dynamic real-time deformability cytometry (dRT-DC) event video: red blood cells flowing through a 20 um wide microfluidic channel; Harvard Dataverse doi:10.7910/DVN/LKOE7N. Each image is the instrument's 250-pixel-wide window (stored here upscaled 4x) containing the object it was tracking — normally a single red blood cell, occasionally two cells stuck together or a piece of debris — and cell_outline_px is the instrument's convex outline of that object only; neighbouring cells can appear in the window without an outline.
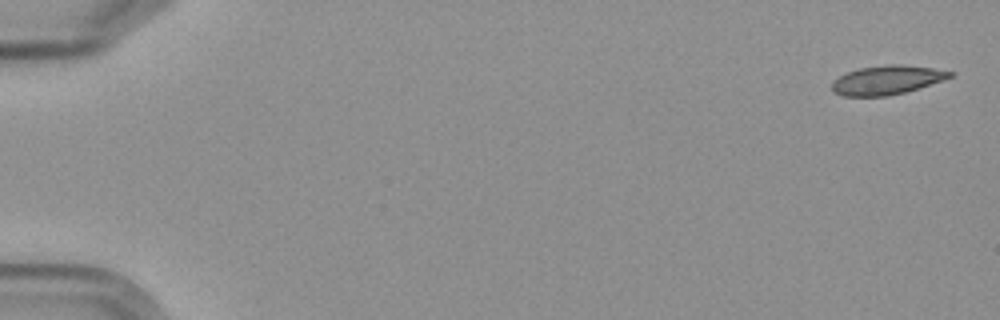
{"species": "Egyptian fruit bat (a non-hibernating species)", "species_latin": "Rousettus aegyptiacus", "temperature_condition": "cold", "stored_images_in_passage": 5, "camera_frame_rate_fps": 3000, "um_per_image_px": 0.085, "frame": {"image": 1, "passage_image": 1, "time_ms": 0.0, "image_size_px": [1000, 320], "cell_outline_px": [[956, 72], [952, 76], [944, 80], [920, 88], [888, 96], [844, 96], [832, 92], [832, 80], [848, 72], [860, 68], [888, 64], [904, 64], [932, 68]], "centroid_in_image_um": [75.4, 6.8], "position_along_channel_um": 9.6, "area_um2": 20.06}}
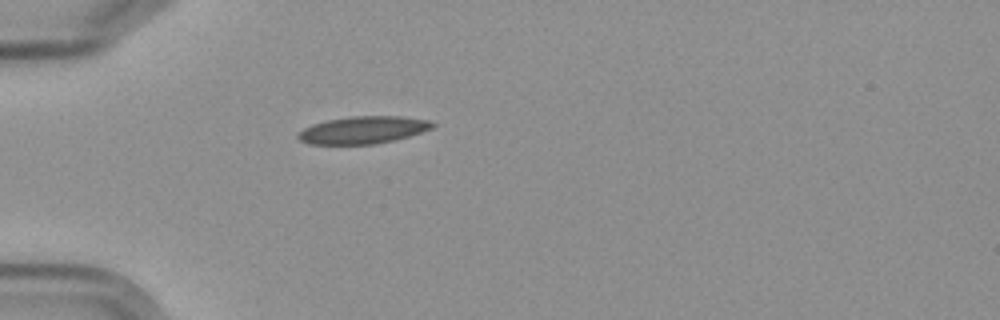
{"frame": {"image": 2, "passage_image": 5, "time_ms": 5.333, "image_size_px": [1000, 320], "cell_outline_px": [[436, 124], [432, 128], [408, 136], [392, 140], [372, 144], [308, 144], [300, 140], [296, 136], [296, 132], [312, 124], [328, 120], [352, 116], [400, 116], [432, 120]], "centroid_in_image_um": [30.84, 11.04], "position_along_channel_um": 54.2, "area_um2": 21.39}}